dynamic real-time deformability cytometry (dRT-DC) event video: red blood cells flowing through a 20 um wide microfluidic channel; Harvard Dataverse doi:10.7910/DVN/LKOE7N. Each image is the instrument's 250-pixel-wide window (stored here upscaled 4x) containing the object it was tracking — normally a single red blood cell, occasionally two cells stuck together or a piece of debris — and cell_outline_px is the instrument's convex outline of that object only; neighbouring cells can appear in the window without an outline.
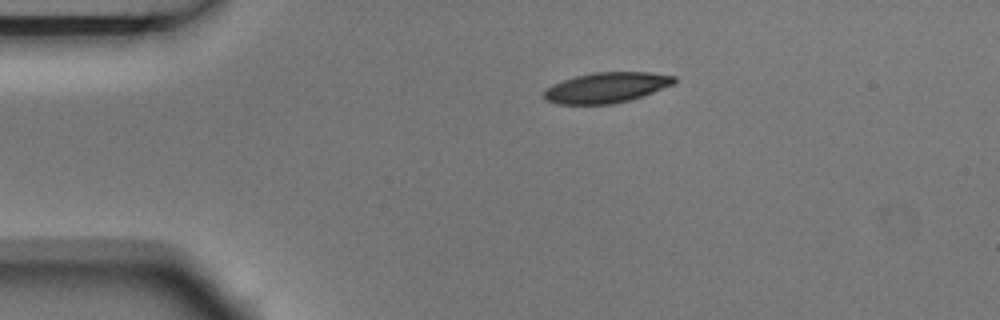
{"species": "Egyptian fruit bat (a non-hibernating species)", "species_latin": "Rousettus aegyptiacus", "temperature_condition": "room temperature", "stored_images_in_passage": 2, "camera_frame_rate_fps": 3000, "um_per_image_px": 0.085, "animal": {"sex": "male"}, "frame": {"image": 1, "passage_image": 1, "time_ms": 0.0, "image_size_px": [1000, 320], "cell_outline_px": [[676, 84], [632, 100], [612, 104], [556, 104], [544, 100], [544, 92], [552, 84], [576, 76], [592, 72], [648, 72], [676, 76]], "centroid_in_image_um": [51.59, 7.45], "position_along_channel_um": 33.4, "area_um2": 23.29}}